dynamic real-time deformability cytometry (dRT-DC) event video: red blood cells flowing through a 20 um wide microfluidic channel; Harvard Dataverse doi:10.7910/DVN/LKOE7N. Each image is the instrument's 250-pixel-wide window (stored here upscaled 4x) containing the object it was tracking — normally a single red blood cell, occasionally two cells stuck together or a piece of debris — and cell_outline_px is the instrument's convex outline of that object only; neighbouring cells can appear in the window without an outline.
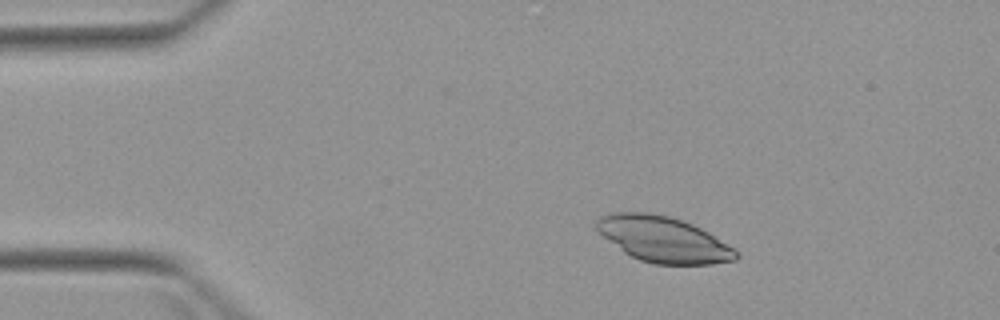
{"species": "Egyptian fruit bat (a non-hibernating species)", "species_latin": "Rousettus aegyptiacus", "temperature_condition": "warm", "stored_images_in_passage": 4, "camera_frame_rate_fps": 3000, "um_per_image_px": 0.085, "animal": {"sex": "female"}, "frame": {"image": 1, "passage_image": 3, "time_ms": 2.333, "image_size_px": [1000, 320], "cell_outline_px": [[740, 256], [736, 260], [712, 264], [656, 264], [640, 260], [624, 252], [604, 236], [596, 228], [596, 220], [600, 216], [612, 212], [648, 212], [668, 216], [692, 224], [708, 232], [736, 248], [740, 252]], "centroid_in_image_um": [56.43, 20.35], "position_along_channel_um": 28.6, "area_um2": 37.05}}